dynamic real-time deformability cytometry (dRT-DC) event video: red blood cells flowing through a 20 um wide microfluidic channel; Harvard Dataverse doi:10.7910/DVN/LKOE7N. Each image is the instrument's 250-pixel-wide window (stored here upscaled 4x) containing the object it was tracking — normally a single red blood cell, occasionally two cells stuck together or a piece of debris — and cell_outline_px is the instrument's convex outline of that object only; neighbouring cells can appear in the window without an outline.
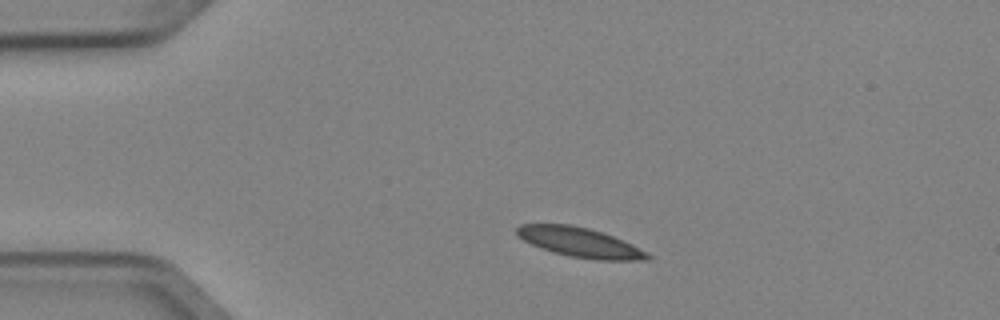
{"species": "Egyptian fruit bat (a non-hibernating species)", "species_latin": "Rousettus aegyptiacus", "temperature_condition": "cold", "stored_images_in_passage": 2, "camera_frame_rate_fps": 3000, "um_per_image_px": 0.085, "animal": {"sex": "female"}, "frame": {"image": 1, "passage_image": 1, "time_ms": 0.0, "image_size_px": [1000, 320], "cell_outline_px": [[652, 260], [596, 260], [568, 256], [552, 252], [540, 248], [516, 236], [516, 228], [520, 224], [568, 224], [588, 228], [612, 236], [632, 244], [648, 252], [652, 256]], "centroid_in_image_um": [49.29, 20.61], "position_along_channel_um": 35.7, "area_um2": 22.6}}
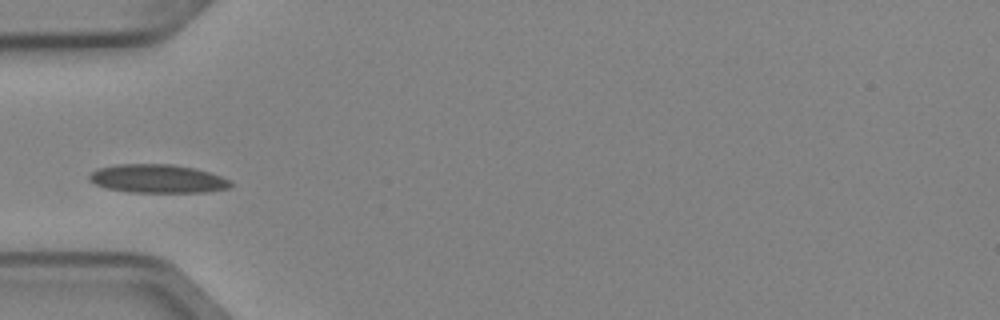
{"frame": {"image": 2, "passage_image": 2, "time_ms": 0.333, "image_size_px": [1000, 320], "cell_outline_px": [[232, 188], [208, 192], [128, 192], [104, 188], [88, 180], [88, 176], [96, 168], [116, 164], [172, 164], [196, 168], [220, 176], [228, 180], [232, 184]], "centroid_in_image_um": [13.37, 15.19], "position_along_channel_um": 71.6, "area_um2": 23.7}}